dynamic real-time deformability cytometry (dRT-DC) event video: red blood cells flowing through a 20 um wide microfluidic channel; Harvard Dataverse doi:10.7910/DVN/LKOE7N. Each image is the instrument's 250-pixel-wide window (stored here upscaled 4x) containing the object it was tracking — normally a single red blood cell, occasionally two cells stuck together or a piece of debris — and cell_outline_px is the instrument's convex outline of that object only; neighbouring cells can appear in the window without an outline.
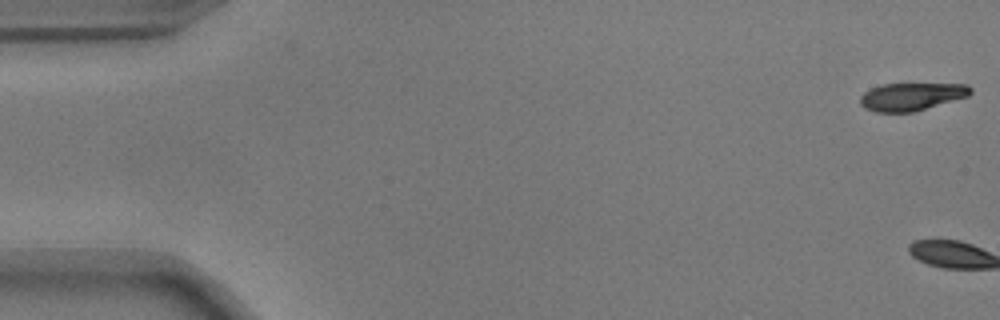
{"species": "common noctule bat (a hibernating species)", "species_latin": "Nyctalus noctula", "temperature_condition": "warm", "stored_images_in_passage": 3, "camera_frame_rate_fps": 3000, "um_per_image_px": 0.085, "animal": {"sex": "male", "body_mass_g": 17.9}, "frame": {"image": 1, "passage_image": 1, "time_ms": 0.0, "image_size_px": [1000, 320], "cell_outline_px": [[972, 92], [968, 96], [912, 112], [876, 112], [864, 108], [860, 104], [860, 96], [864, 92], [872, 88], [884, 84], [968, 84], [972, 88]], "centroid_in_image_um": [77.47, 8.21], "position_along_channel_um": 7.5, "area_um2": 17.69}}